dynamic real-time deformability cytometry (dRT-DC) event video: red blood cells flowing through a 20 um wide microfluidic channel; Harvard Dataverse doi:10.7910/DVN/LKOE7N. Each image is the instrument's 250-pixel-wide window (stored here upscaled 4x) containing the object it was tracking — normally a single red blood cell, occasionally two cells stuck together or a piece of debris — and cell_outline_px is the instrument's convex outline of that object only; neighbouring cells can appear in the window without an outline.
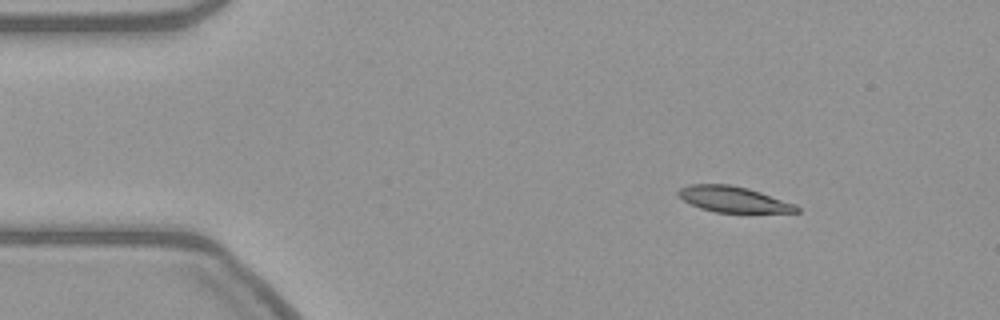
{"species": "common noctule bat (a hibernating species)", "species_latin": "Nyctalus noctula", "temperature_condition": "warm", "stored_images_in_passage": 55, "camera_frame_rate_fps": 3000, "um_per_image_px": 0.085, "animal": {"sex": "female", "body_mass_g": 21.9}, "frame": {"image": 1, "passage_image": 7, "time_ms": 2.0, "image_size_px": [1000, 320], "cell_outline_px": [[800, 212], [716, 212], [700, 208], [676, 196], [676, 192], [680, 188], [688, 184], [728, 184], [748, 188], [796, 204], [800, 208]], "centroid_in_image_um": [62.31, 16.93], "position_along_channel_um": 22.7, "area_um2": 17.74}}
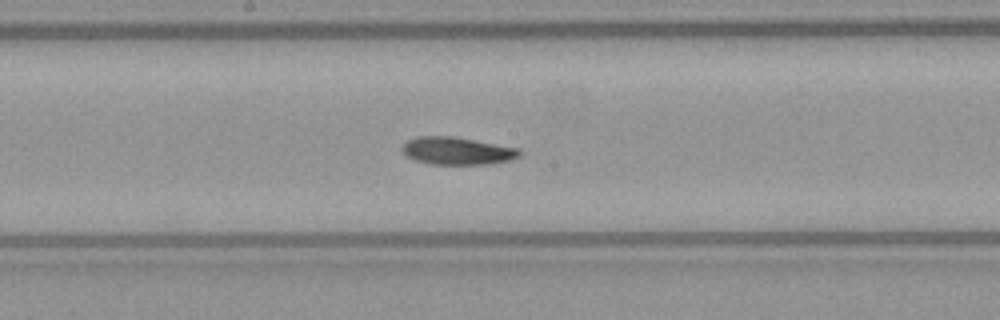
{"frame": {"image": 2, "passage_image": 28, "time_ms": 9.0, "image_size_px": [1000, 320], "cell_outline_px": [[524, 152], [520, 156], [512, 160], [492, 164], [432, 164], [416, 160], [404, 156], [400, 148], [408, 140], [416, 136], [452, 136], [520, 148]], "centroid_in_image_um": [38.89, 12.83], "position_along_channel_um": 209.3, "area_um2": 19.13}}
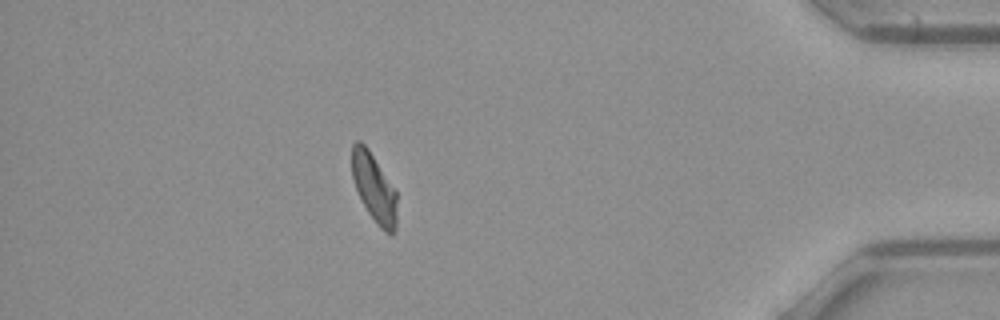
{"frame": {"image": 3, "passage_image": 48, "time_ms": 15.667, "image_size_px": [1000, 320], "cell_outline_px": [[396, 228], [392, 236], [384, 232], [376, 224], [368, 212], [356, 188], [352, 176], [352, 144], [356, 140], [360, 140], [368, 148], [396, 192]], "centroid_in_image_um": [31.79, 15.99], "position_along_channel_um": 403.4, "area_um2": 17.74}}